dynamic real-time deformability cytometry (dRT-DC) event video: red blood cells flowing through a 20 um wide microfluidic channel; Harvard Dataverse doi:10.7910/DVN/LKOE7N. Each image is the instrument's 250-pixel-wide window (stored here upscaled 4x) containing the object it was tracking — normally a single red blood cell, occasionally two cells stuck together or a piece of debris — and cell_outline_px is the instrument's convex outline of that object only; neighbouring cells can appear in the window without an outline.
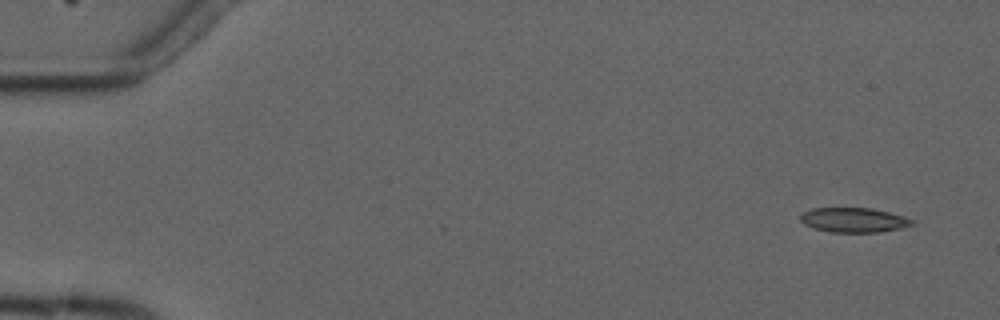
{"species": "common noctule bat (a hibernating species)", "species_latin": "Nyctalus noctula", "temperature_condition": "cold", "stored_images_in_passage": 5, "segment_of_instrument_passage": [1, 2], "camera_frame_rate_fps": 3000, "um_per_image_px": 0.085, "animal": {"sex": "male", "forearm_length_mm": 52.5}, "frame": {"image": 1, "passage_image": 1, "time_ms": 0.0, "image_size_px": [1000, 320], "cell_outline_px": [[916, 224], [900, 228], [880, 232], [832, 232], [812, 228], [804, 224], [800, 220], [800, 216], [804, 212], [812, 208], [872, 208], [904, 216], [912, 220]], "centroid_in_image_um": [72.56, 18.7], "position_along_channel_um": 12.4, "area_um2": 16.01}}